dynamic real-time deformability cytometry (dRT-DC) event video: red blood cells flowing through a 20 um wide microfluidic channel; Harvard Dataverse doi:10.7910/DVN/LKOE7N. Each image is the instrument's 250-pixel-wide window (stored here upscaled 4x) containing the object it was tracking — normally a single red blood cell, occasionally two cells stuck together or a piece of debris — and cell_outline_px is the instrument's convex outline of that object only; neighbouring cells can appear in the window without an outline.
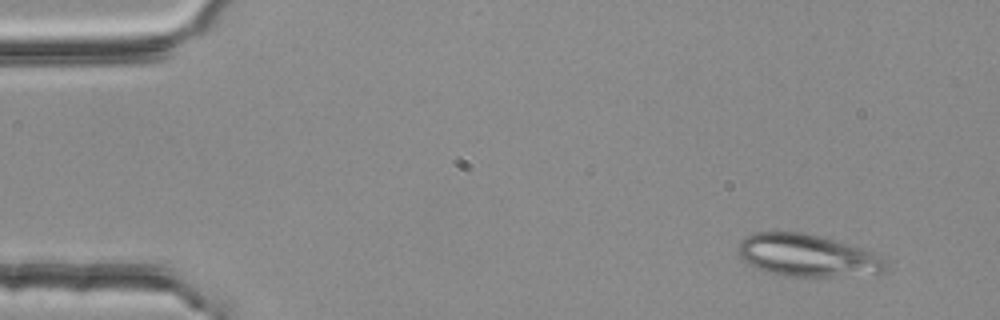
{"species": "common noctule bat (a hibernating species)", "species_latin": "Nyctalus noctula", "temperature_condition": "room temperature", "stored_images_in_passage": 3, "camera_frame_rate_fps": 3000, "um_per_image_px": 0.085, "animal": {"sex": "female", "body_mass_g": 25.1}, "frame": {"image": 1, "passage_image": 1, "time_ms": 0.0, "image_size_px": [1000, 320], "cell_outline_px": [[888, 272], [832, 276], [784, 276], [768, 272], [744, 260], [736, 252], [736, 248], [740, 240], [752, 232], [804, 232], [864, 248], [880, 256], [888, 264]], "centroid_in_image_um": [68.62, 21.7], "position_along_channel_um": 16.4, "area_um2": 36.3}}